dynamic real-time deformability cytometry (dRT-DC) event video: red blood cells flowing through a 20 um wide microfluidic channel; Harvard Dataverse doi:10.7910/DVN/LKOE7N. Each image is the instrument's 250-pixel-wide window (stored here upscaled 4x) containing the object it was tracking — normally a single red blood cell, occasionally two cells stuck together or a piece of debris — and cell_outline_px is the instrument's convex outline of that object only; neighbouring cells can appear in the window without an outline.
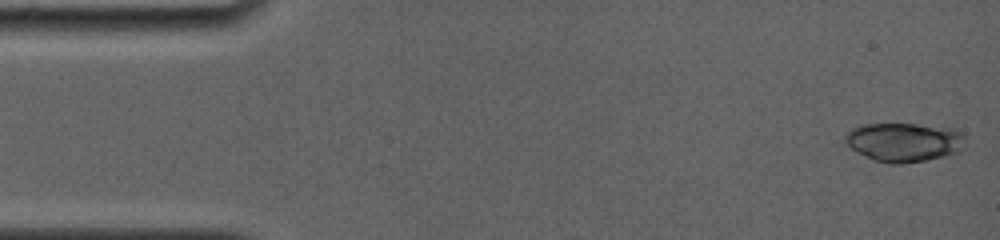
{"species": "common noctule bat (a hibernating species)", "species_latin": "Nyctalus noctula", "temperature_condition": "room temperature", "stored_images_in_passage": 7, "camera_frame_rate_fps": 4000, "um_per_image_px": 0.085, "animal": {"sex": "female", "body_mass_g": 19.0, "forearm_length_mm": 56.7}, "frame": {"image": 1, "passage_image": 1, "time_ms": 0.0, "image_size_px": [1000, 240], "cell_outline_px": [[964, 136], [960, 152], [948, 156], [900, 164], [892, 164], [872, 160], [852, 148], [844, 140], [844, 136], [852, 128], [864, 124], [916, 124], [952, 128], [960, 132]], "centroid_in_image_um": [76.84, 12.08], "position_along_channel_um": 8.2, "area_um2": 27.17}}
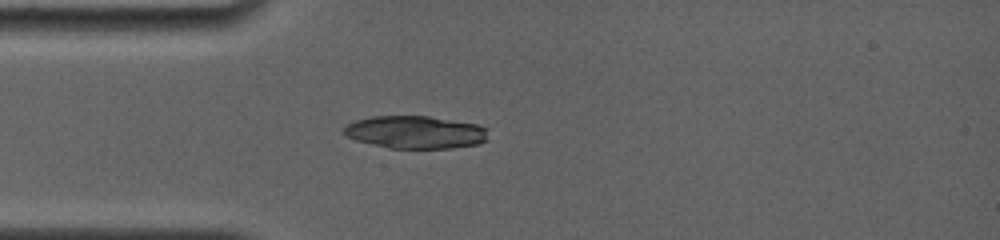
{"frame": {"image": 2, "passage_image": 7, "time_ms": 4.0, "image_size_px": [1000, 240], "cell_outline_px": [[488, 140], [480, 144], [452, 148], [388, 148], [356, 140], [344, 136], [340, 132], [348, 124], [356, 120], [372, 116], [428, 116], [476, 124], [488, 128]], "centroid_in_image_um": [35.32, 11.24], "position_along_channel_um": 49.7, "area_um2": 27.74}}